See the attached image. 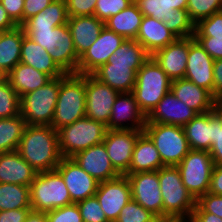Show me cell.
<instances>
[{
  "mask_svg": "<svg viewBox=\"0 0 222 222\" xmlns=\"http://www.w3.org/2000/svg\"><path fill=\"white\" fill-rule=\"evenodd\" d=\"M17 151L38 173L55 170L62 158L58 132L50 125H27Z\"/></svg>",
  "mask_w": 222,
  "mask_h": 222,
  "instance_id": "6da1fadb",
  "label": "cell"
},
{
  "mask_svg": "<svg viewBox=\"0 0 222 222\" xmlns=\"http://www.w3.org/2000/svg\"><path fill=\"white\" fill-rule=\"evenodd\" d=\"M25 35L43 47L65 74H78V62L67 24L56 28L24 29Z\"/></svg>",
  "mask_w": 222,
  "mask_h": 222,
  "instance_id": "7a4b0ae2",
  "label": "cell"
},
{
  "mask_svg": "<svg viewBox=\"0 0 222 222\" xmlns=\"http://www.w3.org/2000/svg\"><path fill=\"white\" fill-rule=\"evenodd\" d=\"M159 183L163 200V219L190 221L196 200L183 185L177 166L161 167Z\"/></svg>",
  "mask_w": 222,
  "mask_h": 222,
  "instance_id": "3957f363",
  "label": "cell"
},
{
  "mask_svg": "<svg viewBox=\"0 0 222 222\" xmlns=\"http://www.w3.org/2000/svg\"><path fill=\"white\" fill-rule=\"evenodd\" d=\"M85 75L65 74L61 77L58 99L51 126L55 130L85 117Z\"/></svg>",
  "mask_w": 222,
  "mask_h": 222,
  "instance_id": "277c9868",
  "label": "cell"
},
{
  "mask_svg": "<svg viewBox=\"0 0 222 222\" xmlns=\"http://www.w3.org/2000/svg\"><path fill=\"white\" fill-rule=\"evenodd\" d=\"M171 79L162 68L150 57L137 71L136 82L132 93L139 109L147 117L170 92Z\"/></svg>",
  "mask_w": 222,
  "mask_h": 222,
  "instance_id": "5b68a950",
  "label": "cell"
},
{
  "mask_svg": "<svg viewBox=\"0 0 222 222\" xmlns=\"http://www.w3.org/2000/svg\"><path fill=\"white\" fill-rule=\"evenodd\" d=\"M31 209L49 212L73 204L62 176L56 171L39 172L30 185Z\"/></svg>",
  "mask_w": 222,
  "mask_h": 222,
  "instance_id": "8992f818",
  "label": "cell"
},
{
  "mask_svg": "<svg viewBox=\"0 0 222 222\" xmlns=\"http://www.w3.org/2000/svg\"><path fill=\"white\" fill-rule=\"evenodd\" d=\"M57 132L61 157H73L79 151L102 143L107 127L85 116Z\"/></svg>",
  "mask_w": 222,
  "mask_h": 222,
  "instance_id": "52a82bcc",
  "label": "cell"
},
{
  "mask_svg": "<svg viewBox=\"0 0 222 222\" xmlns=\"http://www.w3.org/2000/svg\"><path fill=\"white\" fill-rule=\"evenodd\" d=\"M61 84V77L54 78L37 90L20 97V114L27 125H50Z\"/></svg>",
  "mask_w": 222,
  "mask_h": 222,
  "instance_id": "ba28073f",
  "label": "cell"
},
{
  "mask_svg": "<svg viewBox=\"0 0 222 222\" xmlns=\"http://www.w3.org/2000/svg\"><path fill=\"white\" fill-rule=\"evenodd\" d=\"M144 132L154 142L164 166H177L191 150L182 126L146 123Z\"/></svg>",
  "mask_w": 222,
  "mask_h": 222,
  "instance_id": "9c48e42d",
  "label": "cell"
},
{
  "mask_svg": "<svg viewBox=\"0 0 222 222\" xmlns=\"http://www.w3.org/2000/svg\"><path fill=\"white\" fill-rule=\"evenodd\" d=\"M213 159L208 151L190 150L177 165L183 185L197 201L209 191Z\"/></svg>",
  "mask_w": 222,
  "mask_h": 222,
  "instance_id": "30bf717a",
  "label": "cell"
},
{
  "mask_svg": "<svg viewBox=\"0 0 222 222\" xmlns=\"http://www.w3.org/2000/svg\"><path fill=\"white\" fill-rule=\"evenodd\" d=\"M131 187V198L163 219V200L160 191L159 170L126 174Z\"/></svg>",
  "mask_w": 222,
  "mask_h": 222,
  "instance_id": "8fae6325",
  "label": "cell"
},
{
  "mask_svg": "<svg viewBox=\"0 0 222 222\" xmlns=\"http://www.w3.org/2000/svg\"><path fill=\"white\" fill-rule=\"evenodd\" d=\"M86 109L85 115L107 126L111 111L119 92L95 78L85 75Z\"/></svg>",
  "mask_w": 222,
  "mask_h": 222,
  "instance_id": "7c38bea8",
  "label": "cell"
},
{
  "mask_svg": "<svg viewBox=\"0 0 222 222\" xmlns=\"http://www.w3.org/2000/svg\"><path fill=\"white\" fill-rule=\"evenodd\" d=\"M143 131L107 129L103 143L114 169L120 175L128 173L135 144Z\"/></svg>",
  "mask_w": 222,
  "mask_h": 222,
  "instance_id": "4fadbf2b",
  "label": "cell"
},
{
  "mask_svg": "<svg viewBox=\"0 0 222 222\" xmlns=\"http://www.w3.org/2000/svg\"><path fill=\"white\" fill-rule=\"evenodd\" d=\"M124 40L125 38L123 36L116 34L104 26L98 39L95 40L93 45L79 58L78 74H92L100 66L108 63L109 58L117 48L121 46Z\"/></svg>",
  "mask_w": 222,
  "mask_h": 222,
  "instance_id": "5bb4252c",
  "label": "cell"
},
{
  "mask_svg": "<svg viewBox=\"0 0 222 222\" xmlns=\"http://www.w3.org/2000/svg\"><path fill=\"white\" fill-rule=\"evenodd\" d=\"M55 170L62 176L72 203L95 196L99 182L87 174L72 157H62Z\"/></svg>",
  "mask_w": 222,
  "mask_h": 222,
  "instance_id": "9a60e30c",
  "label": "cell"
},
{
  "mask_svg": "<svg viewBox=\"0 0 222 222\" xmlns=\"http://www.w3.org/2000/svg\"><path fill=\"white\" fill-rule=\"evenodd\" d=\"M109 222H115L122 208L131 199V187L126 175L100 182L95 193Z\"/></svg>",
  "mask_w": 222,
  "mask_h": 222,
  "instance_id": "2e32d148",
  "label": "cell"
},
{
  "mask_svg": "<svg viewBox=\"0 0 222 222\" xmlns=\"http://www.w3.org/2000/svg\"><path fill=\"white\" fill-rule=\"evenodd\" d=\"M214 60L198 43L194 36L189 37V53L185 79L208 90L214 96Z\"/></svg>",
  "mask_w": 222,
  "mask_h": 222,
  "instance_id": "e0dca14e",
  "label": "cell"
},
{
  "mask_svg": "<svg viewBox=\"0 0 222 222\" xmlns=\"http://www.w3.org/2000/svg\"><path fill=\"white\" fill-rule=\"evenodd\" d=\"M146 121L147 117L139 109L134 94L132 92L119 93L106 127L111 130H144Z\"/></svg>",
  "mask_w": 222,
  "mask_h": 222,
  "instance_id": "ac0fdd59",
  "label": "cell"
},
{
  "mask_svg": "<svg viewBox=\"0 0 222 222\" xmlns=\"http://www.w3.org/2000/svg\"><path fill=\"white\" fill-rule=\"evenodd\" d=\"M72 158L99 183L120 176L114 169L103 142L77 152Z\"/></svg>",
  "mask_w": 222,
  "mask_h": 222,
  "instance_id": "d6986e66",
  "label": "cell"
},
{
  "mask_svg": "<svg viewBox=\"0 0 222 222\" xmlns=\"http://www.w3.org/2000/svg\"><path fill=\"white\" fill-rule=\"evenodd\" d=\"M188 53L189 37H185L177 38L151 57L173 81L185 77Z\"/></svg>",
  "mask_w": 222,
  "mask_h": 222,
  "instance_id": "ffe728a7",
  "label": "cell"
},
{
  "mask_svg": "<svg viewBox=\"0 0 222 222\" xmlns=\"http://www.w3.org/2000/svg\"><path fill=\"white\" fill-rule=\"evenodd\" d=\"M198 113L168 92L147 116L146 123L184 126Z\"/></svg>",
  "mask_w": 222,
  "mask_h": 222,
  "instance_id": "44dd1931",
  "label": "cell"
},
{
  "mask_svg": "<svg viewBox=\"0 0 222 222\" xmlns=\"http://www.w3.org/2000/svg\"><path fill=\"white\" fill-rule=\"evenodd\" d=\"M170 91L198 114L209 112L217 107V99L208 90L185 78L173 80Z\"/></svg>",
  "mask_w": 222,
  "mask_h": 222,
  "instance_id": "7402d4cb",
  "label": "cell"
},
{
  "mask_svg": "<svg viewBox=\"0 0 222 222\" xmlns=\"http://www.w3.org/2000/svg\"><path fill=\"white\" fill-rule=\"evenodd\" d=\"M37 173L17 150L0 153V183L30 186Z\"/></svg>",
  "mask_w": 222,
  "mask_h": 222,
  "instance_id": "603a6c76",
  "label": "cell"
},
{
  "mask_svg": "<svg viewBox=\"0 0 222 222\" xmlns=\"http://www.w3.org/2000/svg\"><path fill=\"white\" fill-rule=\"evenodd\" d=\"M177 38L175 34L165 27L162 21L150 16H143L135 40L152 56L156 51L171 44Z\"/></svg>",
  "mask_w": 222,
  "mask_h": 222,
  "instance_id": "cb8c5ba5",
  "label": "cell"
},
{
  "mask_svg": "<svg viewBox=\"0 0 222 222\" xmlns=\"http://www.w3.org/2000/svg\"><path fill=\"white\" fill-rule=\"evenodd\" d=\"M67 25L79 58L93 45L104 28V22L94 15L68 17Z\"/></svg>",
  "mask_w": 222,
  "mask_h": 222,
  "instance_id": "d4e9b609",
  "label": "cell"
},
{
  "mask_svg": "<svg viewBox=\"0 0 222 222\" xmlns=\"http://www.w3.org/2000/svg\"><path fill=\"white\" fill-rule=\"evenodd\" d=\"M20 62L49 75L52 79L65 75L50 54L26 35H24L21 44Z\"/></svg>",
  "mask_w": 222,
  "mask_h": 222,
  "instance_id": "484cf974",
  "label": "cell"
},
{
  "mask_svg": "<svg viewBox=\"0 0 222 222\" xmlns=\"http://www.w3.org/2000/svg\"><path fill=\"white\" fill-rule=\"evenodd\" d=\"M164 167L158 150L154 142L143 131L135 144L132 160L127 174H135L139 172L158 171Z\"/></svg>",
  "mask_w": 222,
  "mask_h": 222,
  "instance_id": "4316f807",
  "label": "cell"
},
{
  "mask_svg": "<svg viewBox=\"0 0 222 222\" xmlns=\"http://www.w3.org/2000/svg\"><path fill=\"white\" fill-rule=\"evenodd\" d=\"M7 80L19 97L37 90L52 80L49 75L19 62L7 75Z\"/></svg>",
  "mask_w": 222,
  "mask_h": 222,
  "instance_id": "83f0119b",
  "label": "cell"
},
{
  "mask_svg": "<svg viewBox=\"0 0 222 222\" xmlns=\"http://www.w3.org/2000/svg\"><path fill=\"white\" fill-rule=\"evenodd\" d=\"M92 75L119 93L133 91L137 73L129 66L111 65L109 62L100 66Z\"/></svg>",
  "mask_w": 222,
  "mask_h": 222,
  "instance_id": "f1b7e54d",
  "label": "cell"
},
{
  "mask_svg": "<svg viewBox=\"0 0 222 222\" xmlns=\"http://www.w3.org/2000/svg\"><path fill=\"white\" fill-rule=\"evenodd\" d=\"M143 14L139 11L138 5L133 2L116 15L111 16L104 26L123 36L125 39H136Z\"/></svg>",
  "mask_w": 222,
  "mask_h": 222,
  "instance_id": "f546056e",
  "label": "cell"
},
{
  "mask_svg": "<svg viewBox=\"0 0 222 222\" xmlns=\"http://www.w3.org/2000/svg\"><path fill=\"white\" fill-rule=\"evenodd\" d=\"M25 31L22 26L3 31L0 37V67L7 74L20 62L21 44Z\"/></svg>",
  "mask_w": 222,
  "mask_h": 222,
  "instance_id": "4dcf8cb0",
  "label": "cell"
},
{
  "mask_svg": "<svg viewBox=\"0 0 222 222\" xmlns=\"http://www.w3.org/2000/svg\"><path fill=\"white\" fill-rule=\"evenodd\" d=\"M183 129L191 150L210 151L212 123L209 112L197 114Z\"/></svg>",
  "mask_w": 222,
  "mask_h": 222,
  "instance_id": "1f68e13d",
  "label": "cell"
},
{
  "mask_svg": "<svg viewBox=\"0 0 222 222\" xmlns=\"http://www.w3.org/2000/svg\"><path fill=\"white\" fill-rule=\"evenodd\" d=\"M68 15L65 0H54L40 13L27 19L21 26L23 29L56 28L67 24Z\"/></svg>",
  "mask_w": 222,
  "mask_h": 222,
  "instance_id": "d6a6232c",
  "label": "cell"
},
{
  "mask_svg": "<svg viewBox=\"0 0 222 222\" xmlns=\"http://www.w3.org/2000/svg\"><path fill=\"white\" fill-rule=\"evenodd\" d=\"M150 57L138 41L135 39H125L109 58L108 62L111 65L129 66L130 69L137 73Z\"/></svg>",
  "mask_w": 222,
  "mask_h": 222,
  "instance_id": "836d02e7",
  "label": "cell"
},
{
  "mask_svg": "<svg viewBox=\"0 0 222 222\" xmlns=\"http://www.w3.org/2000/svg\"><path fill=\"white\" fill-rule=\"evenodd\" d=\"M26 126L21 114L0 119V153L17 150Z\"/></svg>",
  "mask_w": 222,
  "mask_h": 222,
  "instance_id": "e575fe53",
  "label": "cell"
},
{
  "mask_svg": "<svg viewBox=\"0 0 222 222\" xmlns=\"http://www.w3.org/2000/svg\"><path fill=\"white\" fill-rule=\"evenodd\" d=\"M188 0H136L143 16H150L166 23L176 10H186Z\"/></svg>",
  "mask_w": 222,
  "mask_h": 222,
  "instance_id": "d590c367",
  "label": "cell"
},
{
  "mask_svg": "<svg viewBox=\"0 0 222 222\" xmlns=\"http://www.w3.org/2000/svg\"><path fill=\"white\" fill-rule=\"evenodd\" d=\"M31 208L30 186L0 183V211Z\"/></svg>",
  "mask_w": 222,
  "mask_h": 222,
  "instance_id": "8d00e7d4",
  "label": "cell"
},
{
  "mask_svg": "<svg viewBox=\"0 0 222 222\" xmlns=\"http://www.w3.org/2000/svg\"><path fill=\"white\" fill-rule=\"evenodd\" d=\"M20 115V97L8 80L0 83V119Z\"/></svg>",
  "mask_w": 222,
  "mask_h": 222,
  "instance_id": "74e56055",
  "label": "cell"
},
{
  "mask_svg": "<svg viewBox=\"0 0 222 222\" xmlns=\"http://www.w3.org/2000/svg\"><path fill=\"white\" fill-rule=\"evenodd\" d=\"M186 10L196 25L199 21L222 11V0H188Z\"/></svg>",
  "mask_w": 222,
  "mask_h": 222,
  "instance_id": "f35d334b",
  "label": "cell"
},
{
  "mask_svg": "<svg viewBox=\"0 0 222 222\" xmlns=\"http://www.w3.org/2000/svg\"><path fill=\"white\" fill-rule=\"evenodd\" d=\"M212 123L211 149L209 151L214 165H222V112L216 107L209 111Z\"/></svg>",
  "mask_w": 222,
  "mask_h": 222,
  "instance_id": "ab89813d",
  "label": "cell"
},
{
  "mask_svg": "<svg viewBox=\"0 0 222 222\" xmlns=\"http://www.w3.org/2000/svg\"><path fill=\"white\" fill-rule=\"evenodd\" d=\"M165 27L178 38L194 36L195 24L191 21L187 10H176L166 19Z\"/></svg>",
  "mask_w": 222,
  "mask_h": 222,
  "instance_id": "60d3db41",
  "label": "cell"
},
{
  "mask_svg": "<svg viewBox=\"0 0 222 222\" xmlns=\"http://www.w3.org/2000/svg\"><path fill=\"white\" fill-rule=\"evenodd\" d=\"M156 217L131 198L122 208L115 222H152Z\"/></svg>",
  "mask_w": 222,
  "mask_h": 222,
  "instance_id": "b9f144b4",
  "label": "cell"
},
{
  "mask_svg": "<svg viewBox=\"0 0 222 222\" xmlns=\"http://www.w3.org/2000/svg\"><path fill=\"white\" fill-rule=\"evenodd\" d=\"M194 37H222V11L199 21L195 25Z\"/></svg>",
  "mask_w": 222,
  "mask_h": 222,
  "instance_id": "7bdbcfd3",
  "label": "cell"
},
{
  "mask_svg": "<svg viewBox=\"0 0 222 222\" xmlns=\"http://www.w3.org/2000/svg\"><path fill=\"white\" fill-rule=\"evenodd\" d=\"M76 204L83 222H109L96 196L88 197Z\"/></svg>",
  "mask_w": 222,
  "mask_h": 222,
  "instance_id": "ee69618b",
  "label": "cell"
},
{
  "mask_svg": "<svg viewBox=\"0 0 222 222\" xmlns=\"http://www.w3.org/2000/svg\"><path fill=\"white\" fill-rule=\"evenodd\" d=\"M133 2V0H97L94 16L106 22L111 16L121 12Z\"/></svg>",
  "mask_w": 222,
  "mask_h": 222,
  "instance_id": "f6af8a7d",
  "label": "cell"
},
{
  "mask_svg": "<svg viewBox=\"0 0 222 222\" xmlns=\"http://www.w3.org/2000/svg\"><path fill=\"white\" fill-rule=\"evenodd\" d=\"M47 222H83L77 204L54 209L47 212Z\"/></svg>",
  "mask_w": 222,
  "mask_h": 222,
  "instance_id": "bcb514c9",
  "label": "cell"
},
{
  "mask_svg": "<svg viewBox=\"0 0 222 222\" xmlns=\"http://www.w3.org/2000/svg\"><path fill=\"white\" fill-rule=\"evenodd\" d=\"M68 17L93 16L97 0H65Z\"/></svg>",
  "mask_w": 222,
  "mask_h": 222,
  "instance_id": "7dc6e473",
  "label": "cell"
},
{
  "mask_svg": "<svg viewBox=\"0 0 222 222\" xmlns=\"http://www.w3.org/2000/svg\"><path fill=\"white\" fill-rule=\"evenodd\" d=\"M196 203L208 213L222 218V195H215L207 192L201 196Z\"/></svg>",
  "mask_w": 222,
  "mask_h": 222,
  "instance_id": "c3c4849f",
  "label": "cell"
},
{
  "mask_svg": "<svg viewBox=\"0 0 222 222\" xmlns=\"http://www.w3.org/2000/svg\"><path fill=\"white\" fill-rule=\"evenodd\" d=\"M213 60L222 59V37H194Z\"/></svg>",
  "mask_w": 222,
  "mask_h": 222,
  "instance_id": "681fc988",
  "label": "cell"
},
{
  "mask_svg": "<svg viewBox=\"0 0 222 222\" xmlns=\"http://www.w3.org/2000/svg\"><path fill=\"white\" fill-rule=\"evenodd\" d=\"M25 0H2L1 4L10 19L17 25L23 24V8Z\"/></svg>",
  "mask_w": 222,
  "mask_h": 222,
  "instance_id": "f907efd6",
  "label": "cell"
},
{
  "mask_svg": "<svg viewBox=\"0 0 222 222\" xmlns=\"http://www.w3.org/2000/svg\"><path fill=\"white\" fill-rule=\"evenodd\" d=\"M54 0H25L23 8V23L30 17L40 13Z\"/></svg>",
  "mask_w": 222,
  "mask_h": 222,
  "instance_id": "816d5d0a",
  "label": "cell"
},
{
  "mask_svg": "<svg viewBox=\"0 0 222 222\" xmlns=\"http://www.w3.org/2000/svg\"><path fill=\"white\" fill-rule=\"evenodd\" d=\"M31 208L0 211V222H24Z\"/></svg>",
  "mask_w": 222,
  "mask_h": 222,
  "instance_id": "f5cc1de1",
  "label": "cell"
},
{
  "mask_svg": "<svg viewBox=\"0 0 222 222\" xmlns=\"http://www.w3.org/2000/svg\"><path fill=\"white\" fill-rule=\"evenodd\" d=\"M208 192L215 195H222V165H214Z\"/></svg>",
  "mask_w": 222,
  "mask_h": 222,
  "instance_id": "db71d44e",
  "label": "cell"
},
{
  "mask_svg": "<svg viewBox=\"0 0 222 222\" xmlns=\"http://www.w3.org/2000/svg\"><path fill=\"white\" fill-rule=\"evenodd\" d=\"M189 222H222V218L205 212L197 203Z\"/></svg>",
  "mask_w": 222,
  "mask_h": 222,
  "instance_id": "11a10c76",
  "label": "cell"
},
{
  "mask_svg": "<svg viewBox=\"0 0 222 222\" xmlns=\"http://www.w3.org/2000/svg\"><path fill=\"white\" fill-rule=\"evenodd\" d=\"M214 97L219 99L222 96V59L214 60Z\"/></svg>",
  "mask_w": 222,
  "mask_h": 222,
  "instance_id": "9f6ffc18",
  "label": "cell"
},
{
  "mask_svg": "<svg viewBox=\"0 0 222 222\" xmlns=\"http://www.w3.org/2000/svg\"><path fill=\"white\" fill-rule=\"evenodd\" d=\"M17 25L10 19L7 15L6 10L0 3V30L1 31H8L14 29Z\"/></svg>",
  "mask_w": 222,
  "mask_h": 222,
  "instance_id": "6f0895ef",
  "label": "cell"
},
{
  "mask_svg": "<svg viewBox=\"0 0 222 222\" xmlns=\"http://www.w3.org/2000/svg\"><path fill=\"white\" fill-rule=\"evenodd\" d=\"M24 222H47V212L29 210Z\"/></svg>",
  "mask_w": 222,
  "mask_h": 222,
  "instance_id": "680465c9",
  "label": "cell"
},
{
  "mask_svg": "<svg viewBox=\"0 0 222 222\" xmlns=\"http://www.w3.org/2000/svg\"><path fill=\"white\" fill-rule=\"evenodd\" d=\"M7 73L3 71L0 67V83L5 82L7 80Z\"/></svg>",
  "mask_w": 222,
  "mask_h": 222,
  "instance_id": "91938a15",
  "label": "cell"
},
{
  "mask_svg": "<svg viewBox=\"0 0 222 222\" xmlns=\"http://www.w3.org/2000/svg\"><path fill=\"white\" fill-rule=\"evenodd\" d=\"M217 108L222 112V96L217 99Z\"/></svg>",
  "mask_w": 222,
  "mask_h": 222,
  "instance_id": "94428289",
  "label": "cell"
},
{
  "mask_svg": "<svg viewBox=\"0 0 222 222\" xmlns=\"http://www.w3.org/2000/svg\"><path fill=\"white\" fill-rule=\"evenodd\" d=\"M164 222H189V221H185V220H170V219H167V220H165Z\"/></svg>",
  "mask_w": 222,
  "mask_h": 222,
  "instance_id": "6125c7cd",
  "label": "cell"
},
{
  "mask_svg": "<svg viewBox=\"0 0 222 222\" xmlns=\"http://www.w3.org/2000/svg\"><path fill=\"white\" fill-rule=\"evenodd\" d=\"M164 221H165V219L156 217L152 222H164Z\"/></svg>",
  "mask_w": 222,
  "mask_h": 222,
  "instance_id": "be15d7a7",
  "label": "cell"
}]
</instances>
